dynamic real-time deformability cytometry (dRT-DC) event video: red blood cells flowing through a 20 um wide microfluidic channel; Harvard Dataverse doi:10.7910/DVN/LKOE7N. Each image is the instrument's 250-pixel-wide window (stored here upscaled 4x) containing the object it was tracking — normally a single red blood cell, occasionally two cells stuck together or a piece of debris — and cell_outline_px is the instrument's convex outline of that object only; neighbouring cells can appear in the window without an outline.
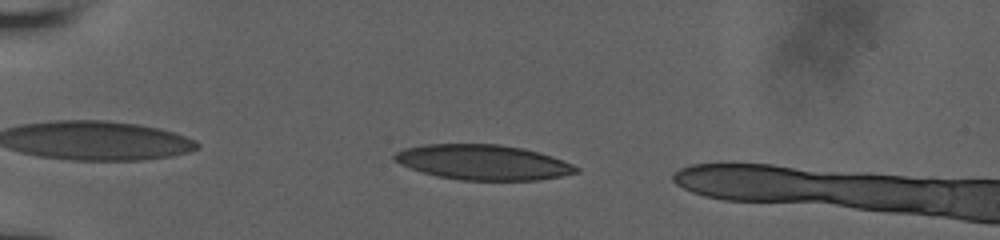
{"species": "human", "species_latin": "Homo sapiens", "temperature_condition": "room temperature", "stored_images_in_passage": 14, "camera_frame_rate_fps": 3000, "um_per_image_px": 0.085, "donor": {"sex": "male"}, "frame": {"image": 1, "passage_image": 6, "time_ms": 1.0, "image_size_px": [1000, 240], "cell_outline_px": [[580, 172], [540, 180], [460, 180], [436, 176], [400, 164], [392, 156], [396, 152], [404, 148], [424, 144], [500, 144], [524, 148], [540, 152], [552, 156], [572, 164], [580, 168]], "centroid_in_image_um": [41.09, 13.79], "position_along_channel_um": 43.9, "area_um2": 37.22}}